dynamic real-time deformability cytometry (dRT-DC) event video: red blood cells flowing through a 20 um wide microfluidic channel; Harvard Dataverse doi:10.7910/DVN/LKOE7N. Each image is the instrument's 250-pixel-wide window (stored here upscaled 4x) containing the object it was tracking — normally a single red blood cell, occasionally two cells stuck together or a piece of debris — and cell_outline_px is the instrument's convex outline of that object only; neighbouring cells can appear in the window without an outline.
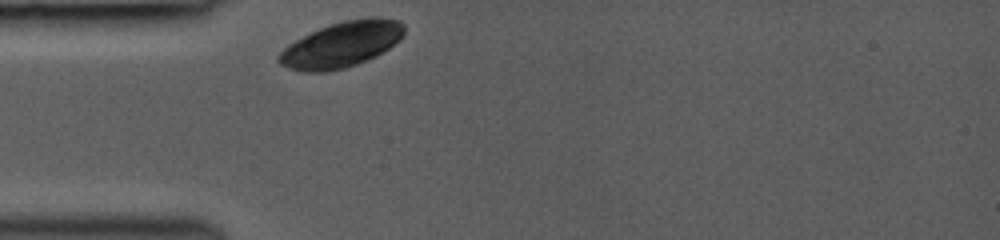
{"species": "common noctule bat (a hibernating species)", "species_latin": "Nyctalus noctula", "temperature_condition": "room temperature", "stored_images_in_passage": 28, "camera_frame_rate_fps": 3000, "um_per_image_px": 0.085, "animal": {"sex": "female", "body_mass_g": 19.0, "forearm_length_mm": 53.3}, "frame": {"image": 1, "passage_image": 1, "time_ms": 0.0, "image_size_px": [1000, 240], "cell_outline_px": [[404, 32], [400, 40], [376, 56], [356, 64], [344, 68], [324, 72], [300, 72], [280, 64], [276, 60], [276, 56], [288, 44], [320, 28], [344, 20], [376, 16], [380, 16], [400, 20], [404, 24]], "centroid_in_image_um": [29.04, 3.78], "position_along_channel_um": 56.0, "area_um2": 33.29}}
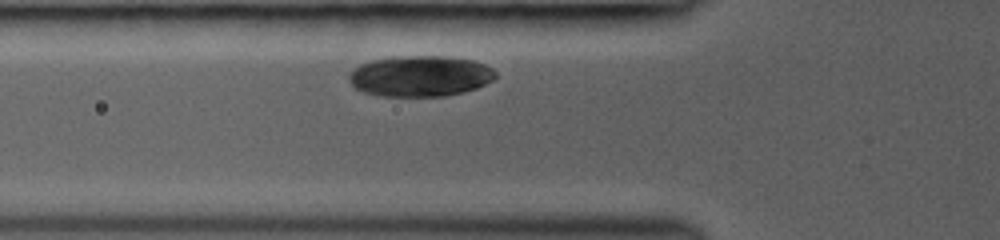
{"frame": {"image": 2, "passage_image": 4, "time_ms": 1.0, "image_size_px": [1000, 240], "cell_outline_px": [[496, 76], [492, 80], [476, 88], [464, 92], [444, 96], [380, 96], [364, 92], [356, 88], [348, 80], [348, 72], [352, 68], [360, 64], [372, 60], [392, 56], [448, 56], [472, 60], [484, 64], [492, 68], [496, 72]], "centroid_in_image_um": [35.68, 6.46], "position_along_channel_um": 90.1, "area_um2": 35.14}}